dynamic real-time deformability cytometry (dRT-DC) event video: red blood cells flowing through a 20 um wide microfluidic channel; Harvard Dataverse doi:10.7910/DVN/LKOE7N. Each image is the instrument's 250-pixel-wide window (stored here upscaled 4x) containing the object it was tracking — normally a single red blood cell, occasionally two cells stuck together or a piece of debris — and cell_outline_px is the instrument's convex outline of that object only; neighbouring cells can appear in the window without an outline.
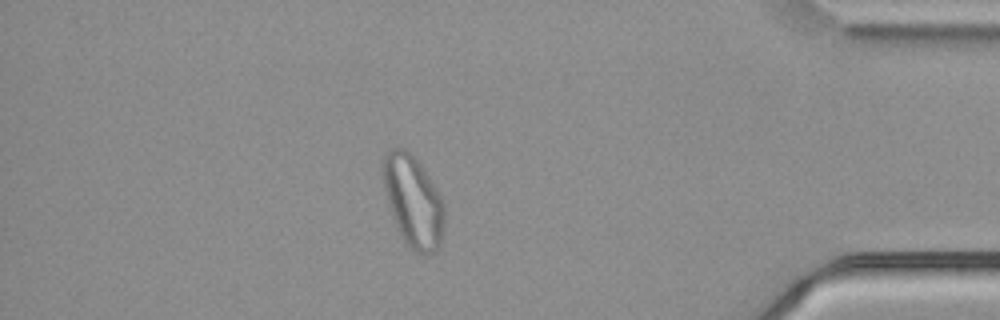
{"species": "common noctule bat (a hibernating species)", "species_latin": "Nyctalus noctula", "temperature_condition": "cold", "stored_images_in_passage": 52, "camera_frame_rate_fps": 3000, "um_per_image_px": 0.085, "animal": {"sex": "male", "body_mass_g": 21.5, "forearm_length_mm": 52.0}, "frame": {"image": 1, "passage_image": 45, "time_ms": 14.667, "image_size_px": [1000, 320], "cell_outline_px": [[444, 232], [440, 244], [436, 252], [424, 256], [416, 252], [404, 240], [396, 228], [384, 188], [380, 168], [380, 160], [384, 152], [400, 144], [416, 156], [436, 188], [444, 204]], "centroid_in_image_um": [35.09, 17.03], "position_along_channel_um": 400.1, "area_um2": 33.64}}